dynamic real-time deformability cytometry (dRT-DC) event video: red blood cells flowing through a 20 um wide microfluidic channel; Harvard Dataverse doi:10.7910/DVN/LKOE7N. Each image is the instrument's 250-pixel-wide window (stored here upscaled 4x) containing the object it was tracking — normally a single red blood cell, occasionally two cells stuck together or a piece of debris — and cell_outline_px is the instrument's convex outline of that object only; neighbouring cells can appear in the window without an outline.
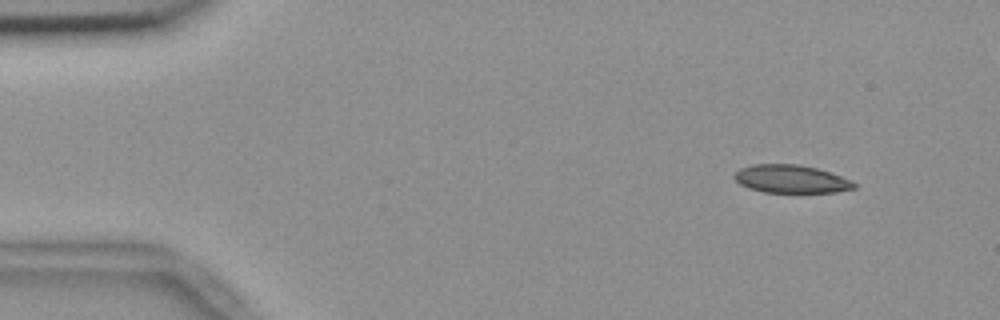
{"species": "common noctule bat (a hibernating species)", "species_latin": "Nyctalus noctula", "temperature_condition": "room temperature", "stored_images_in_passage": 5, "camera_frame_rate_fps": 3000, "um_per_image_px": 0.085, "animal": {"sex": "female", "body_mass_g": 18.4}, "frame": {"image": 1, "passage_image": 1, "time_ms": 0.0, "image_size_px": [1000, 320], "cell_outline_px": [[856, 188], [836, 192], [764, 192], [748, 188], [740, 184], [732, 176], [740, 168], [752, 164], [796, 164], [816, 168], [852, 180], [856, 184]], "centroid_in_image_um": [67.22, 15.21], "position_along_channel_um": 17.8, "area_um2": 19.48}}